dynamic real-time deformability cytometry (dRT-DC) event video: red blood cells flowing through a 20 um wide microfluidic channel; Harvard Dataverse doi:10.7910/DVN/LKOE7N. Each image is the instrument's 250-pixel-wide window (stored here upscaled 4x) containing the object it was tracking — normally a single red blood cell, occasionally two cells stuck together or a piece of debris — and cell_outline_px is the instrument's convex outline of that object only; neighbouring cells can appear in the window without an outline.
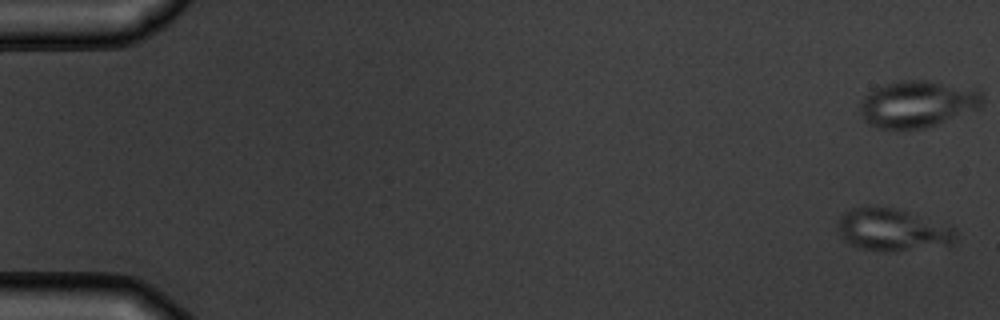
{"species": "common noctule bat (a hibernating species)", "species_latin": "Nyctalus noctula", "temperature_condition": "warm", "stored_images_in_passage": 6, "camera_frame_rate_fps": 3000, "um_per_image_px": 0.085, "animal": {"sex": "male", "body_mass_g": 19.5, "forearm_length_mm": 54.6}, "frame": {"image": 1, "passage_image": 1, "time_ms": 0.0, "image_size_px": [1000, 320], "cell_outline_px": [[956, 240], [952, 244], [892, 252], [884, 252], [856, 248], [848, 244], [840, 236], [836, 228], [840, 216], [844, 212], [852, 208], [864, 204], [872, 204], [896, 208], [952, 228], [956, 232]], "centroid_in_image_um": [75.73, 19.53], "position_along_channel_um": 9.3, "area_um2": 29.48}}